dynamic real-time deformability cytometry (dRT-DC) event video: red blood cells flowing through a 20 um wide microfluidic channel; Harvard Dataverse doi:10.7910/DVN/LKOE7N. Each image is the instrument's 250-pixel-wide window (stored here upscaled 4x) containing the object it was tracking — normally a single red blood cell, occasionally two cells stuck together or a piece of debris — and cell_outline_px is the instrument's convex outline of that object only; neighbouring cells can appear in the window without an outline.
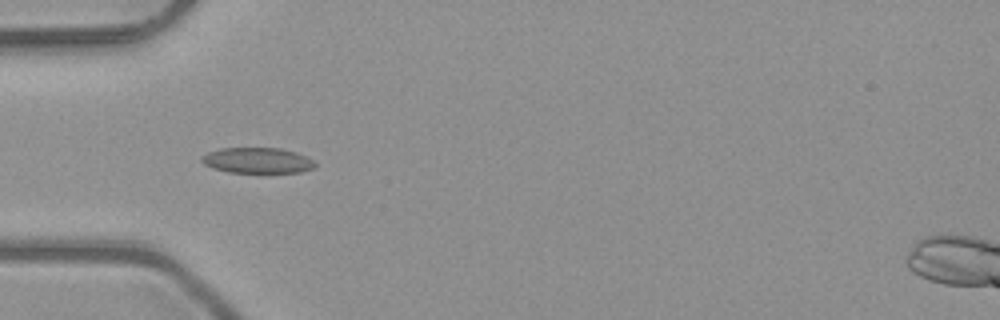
{"species": "common noctule bat (a hibernating species)", "species_latin": "Nyctalus noctula", "temperature_condition": "room temperature", "stored_images_in_passage": 8, "camera_frame_rate_fps": 3000, "um_per_image_px": 0.085, "animal": {"sex": "male", "body_mass_g": 23.1, "forearm_length_mm": 52.7}, "frame": {"image": 1, "passage_image": 5, "time_ms": 1.333, "image_size_px": [1000, 320], "cell_outline_px": [[316, 168], [300, 172], [228, 172], [212, 168], [204, 164], [200, 160], [200, 156], [208, 152], [220, 148], [280, 148], [296, 152], [312, 160], [316, 164]], "centroid_in_image_um": [21.85, 13.63], "position_along_channel_um": 63.2, "area_um2": 16.94}}
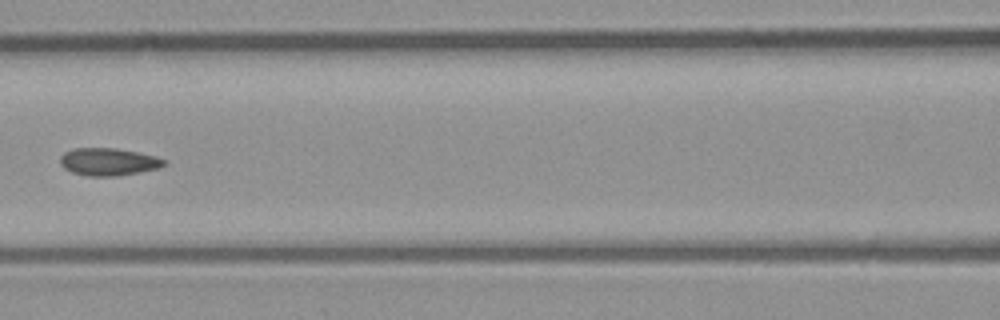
{"frame": {"image": 2, "passage_image": 7, "time_ms": 2.0, "image_size_px": [1000, 320], "cell_outline_px": [[168, 164], [160, 168], [140, 172], [116, 176], [88, 176], [72, 172], [64, 168], [60, 164], [60, 156], [64, 152], [72, 148], [116, 148], [156, 156], [168, 160]], "centroid_in_image_um": [9.24, 13.75], "position_along_channel_um": 157.4, "area_um2": 16.88}}
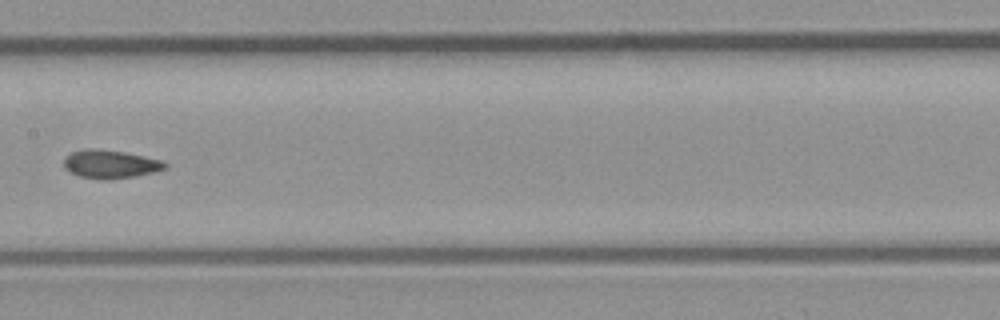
{"frame": {"image": 3, "passage_image": 8, "time_ms": 2.333, "image_size_px": [1000, 320], "cell_outline_px": [[168, 168], [136, 176], [112, 180], [104, 180], [80, 176], [68, 172], [64, 168], [64, 156], [72, 152], [84, 148], [96, 148], [124, 152], [164, 160], [168, 164]], "centroid_in_image_um": [9.37, 13.95], "position_along_channel_um": 198.0, "area_um2": 17.05}}